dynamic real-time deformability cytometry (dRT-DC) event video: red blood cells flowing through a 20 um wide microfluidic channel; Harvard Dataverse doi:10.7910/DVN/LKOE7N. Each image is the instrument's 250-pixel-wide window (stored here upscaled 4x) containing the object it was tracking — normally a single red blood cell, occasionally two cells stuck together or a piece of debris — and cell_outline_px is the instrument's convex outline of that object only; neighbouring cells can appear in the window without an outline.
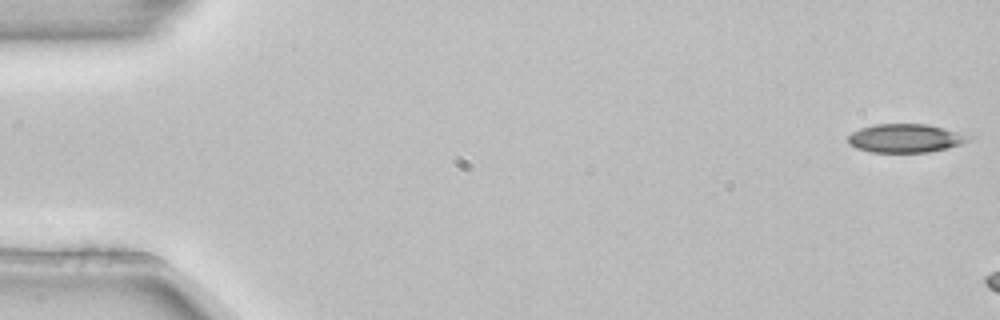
{"species": "common noctule bat (a hibernating species)", "species_latin": "Nyctalus noctula", "temperature_condition": "room temperature", "stored_images_in_passage": 4, "camera_frame_rate_fps": 3000, "um_per_image_px": 0.085, "animal": {"sex": "female", "body_mass_g": 22.7, "forearm_length_mm": 54.2}, "frame": {"image": 1, "passage_image": 1, "time_ms": 0.0, "image_size_px": [1000, 320], "cell_outline_px": [[972, 136], [968, 140], [960, 144], [948, 148], [928, 152], [872, 152], [856, 148], [848, 144], [848, 136], [852, 132], [860, 128], [876, 124], [928, 124], [944, 128]], "centroid_in_image_um": [76.93, 11.75], "position_along_channel_um": 8.1, "area_um2": 20.0}}